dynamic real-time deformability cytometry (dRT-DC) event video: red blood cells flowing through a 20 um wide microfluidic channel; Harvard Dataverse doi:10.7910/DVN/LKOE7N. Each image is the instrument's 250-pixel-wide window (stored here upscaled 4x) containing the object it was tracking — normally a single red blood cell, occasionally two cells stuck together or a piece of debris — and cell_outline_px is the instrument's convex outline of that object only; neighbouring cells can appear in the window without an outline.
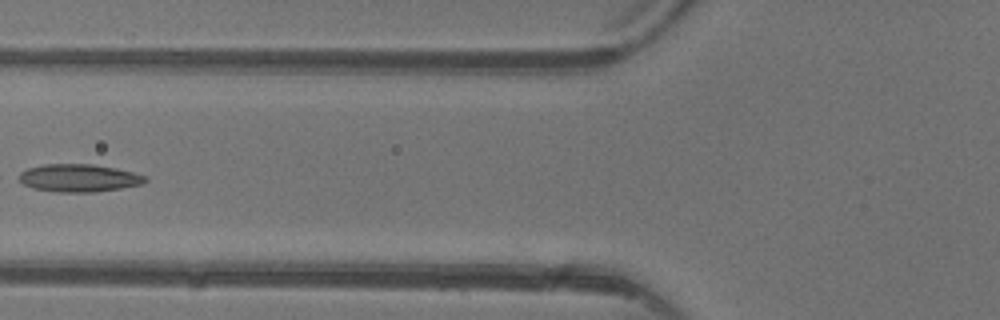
{"species": "common noctule bat (a hibernating species)", "species_latin": "Nyctalus noctula", "temperature_condition": "warm", "stored_images_in_passage": 6, "camera_frame_rate_fps": 3000, "um_per_image_px": 0.085, "animal": {"sex": "female"}, "frame": {"image": 1, "passage_image": 6, "time_ms": 6.0, "image_size_px": [1000, 320], "cell_outline_px": [[148, 180], [144, 184], [96, 192], [56, 192], [32, 188], [24, 184], [20, 180], [20, 172], [28, 168], [44, 164], [92, 164], [116, 168], [148, 176]], "centroid_in_image_um": [6.74, 15.13], "position_along_channel_um": 119.1, "area_um2": 20.46}}